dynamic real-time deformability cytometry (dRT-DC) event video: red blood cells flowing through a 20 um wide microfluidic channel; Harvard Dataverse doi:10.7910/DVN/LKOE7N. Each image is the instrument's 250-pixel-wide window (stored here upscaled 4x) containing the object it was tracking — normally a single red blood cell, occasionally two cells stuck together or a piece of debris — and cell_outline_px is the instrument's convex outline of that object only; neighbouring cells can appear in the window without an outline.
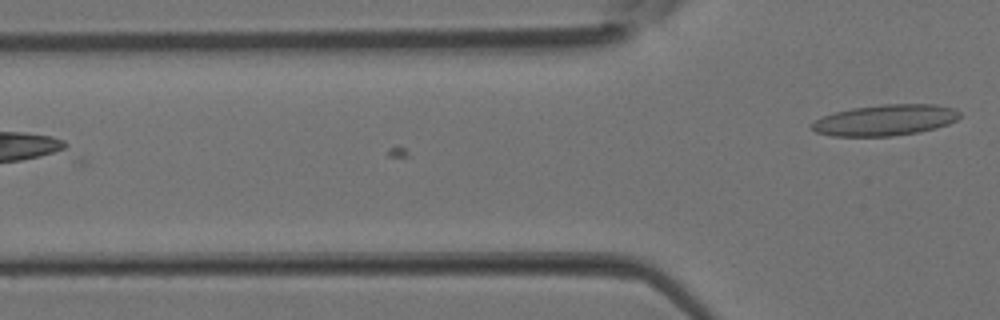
{"species": "Egyptian fruit bat (a non-hibernating species)", "species_latin": "Rousettus aegyptiacus", "temperature_condition": "room temperature", "stored_images_in_passage": 4, "camera_frame_rate_fps": 3000, "um_per_image_px": 0.085, "animal": {"sex": "female"}, "frame": {"image": 1, "passage_image": 4, "time_ms": 1.0, "image_size_px": [1000, 320], "cell_outline_px": [[960, 116], [956, 120], [948, 124], [936, 128], [920, 132], [892, 136], [832, 136], [816, 132], [808, 124], [824, 116], [836, 112], [852, 108], [884, 104], [936, 104], [956, 108], [960, 112]], "centroid_in_image_um": [75.27, 10.21], "position_along_channel_um": 50.5, "area_um2": 26.82}}